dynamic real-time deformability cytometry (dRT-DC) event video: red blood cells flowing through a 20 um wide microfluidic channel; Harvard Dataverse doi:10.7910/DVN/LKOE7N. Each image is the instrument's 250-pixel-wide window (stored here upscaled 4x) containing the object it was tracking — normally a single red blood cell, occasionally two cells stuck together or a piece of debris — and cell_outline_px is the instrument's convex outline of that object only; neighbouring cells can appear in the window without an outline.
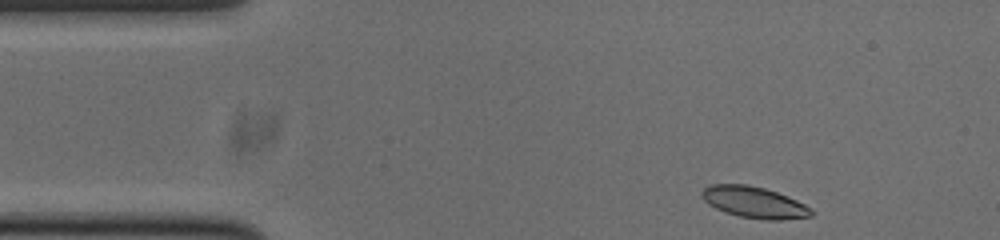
{"species": "common noctule bat (a hibernating species)", "species_latin": "Nyctalus noctula", "temperature_condition": "cold", "stored_images_in_passage": 48, "camera_frame_rate_fps": 3000, "um_per_image_px": 0.085, "animal": {"sex": "male", "body_mass_g": 20.0, "forearm_length_mm": 53.3}, "frame": {"image": 1, "passage_image": 1, "time_ms": 0.0, "image_size_px": [1000, 240], "cell_outline_px": [[812, 216], [780, 220], [764, 220], [740, 216], [724, 212], [708, 204], [700, 196], [700, 192], [708, 184], [748, 184], [764, 188], [788, 196], [804, 204], [812, 212]], "centroid_in_image_um": [64.05, 17.18], "position_along_channel_um": 21.0, "area_um2": 20.0}}
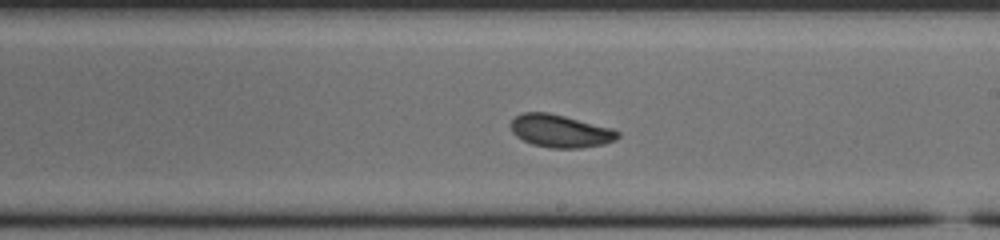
{"frame": {"image": 2, "passage_image": 24, "time_ms": 7.667, "image_size_px": [1000, 240], "cell_outline_px": [[620, 136], [616, 140], [604, 144], [580, 148], [552, 148], [532, 144], [516, 136], [512, 132], [512, 120], [516, 116], [524, 112], [548, 112], [612, 128], [620, 132]], "centroid_in_image_um": [47.66, 11.14], "position_along_channel_um": 241.3, "area_um2": 20.29}}
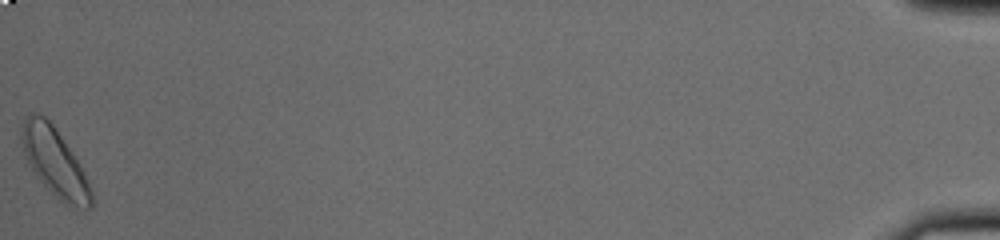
{"frame": {"image": 3, "passage_image": 48, "time_ms": 15.667, "image_size_px": [1000, 240], "cell_outline_px": [[92, 208], [84, 208], [64, 204], [36, 176], [24, 152], [20, 136], [24, 120], [28, 112], [36, 112], [44, 116], [56, 128], [72, 152], [88, 180], [92, 192]], "centroid_in_image_um": [4.65, 13.75], "position_along_channel_um": 430.6, "area_um2": 27.17}, "authors_computed_cell_mechanics": {"area_um2": 20.4323, "velocity_mm_per_s": 3.7448, "shape_relaxation_time_tau1_ms": 3.0167, "shape_relaxation_time_tau2_ms": 10.434, "deformation_change_tau1": 0.1042, "deformation_change_tau2": 0.1199}}